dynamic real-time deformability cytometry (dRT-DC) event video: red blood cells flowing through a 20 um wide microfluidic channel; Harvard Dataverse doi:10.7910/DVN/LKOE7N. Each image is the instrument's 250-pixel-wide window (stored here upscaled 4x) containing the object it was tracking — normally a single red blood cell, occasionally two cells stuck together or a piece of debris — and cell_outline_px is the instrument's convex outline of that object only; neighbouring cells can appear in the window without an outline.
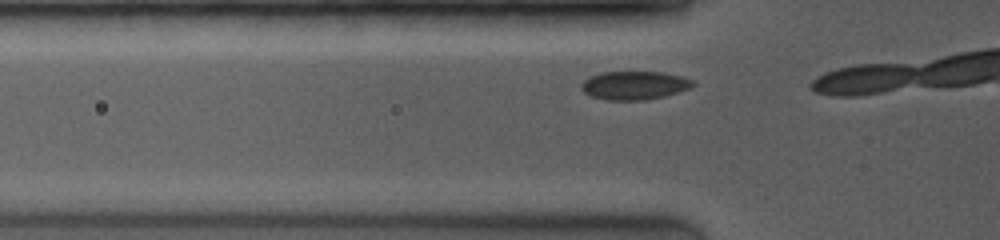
{"species": "common noctule bat (a hibernating species)", "species_latin": "Nyctalus noctula", "temperature_condition": "room temperature", "stored_images_in_passage": 8, "camera_frame_rate_fps": 4000, "um_per_image_px": 0.085, "animal": {"sex": "female", "body_mass_g": 19.0, "forearm_length_mm": 53.3}, "frame": {"image": 1, "passage_image": 6, "time_ms": 1.25, "image_size_px": [1000, 240], "cell_outline_px": [[692, 84], [688, 88], [664, 96], [644, 100], [604, 100], [592, 96], [584, 92], [580, 88], [580, 84], [584, 80], [592, 76], [604, 72], [660, 72], [680, 76], [692, 80]], "centroid_in_image_um": [53.85, 7.26], "position_along_channel_um": 71.9, "area_um2": 18.15}}